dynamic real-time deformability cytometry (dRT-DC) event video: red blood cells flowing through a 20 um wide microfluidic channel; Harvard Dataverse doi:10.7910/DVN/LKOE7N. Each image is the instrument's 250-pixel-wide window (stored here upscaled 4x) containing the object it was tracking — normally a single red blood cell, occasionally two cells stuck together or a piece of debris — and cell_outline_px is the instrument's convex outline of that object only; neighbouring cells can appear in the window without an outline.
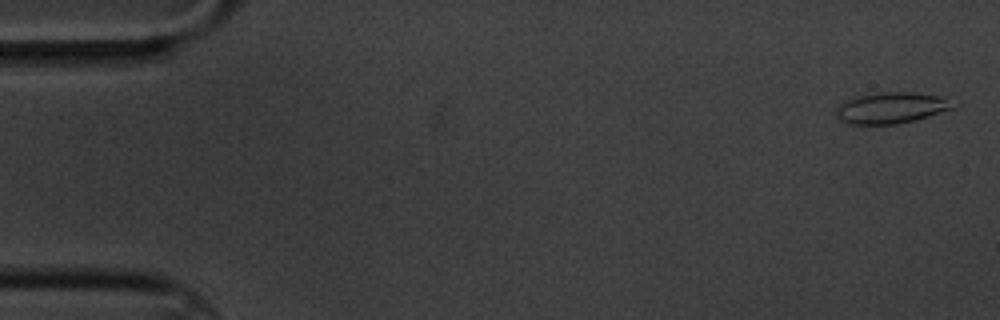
{"species": "common noctule bat (a hibernating species)", "species_latin": "Nyctalus noctula", "temperature_condition": "cold", "stored_images_in_passage": 60, "camera_frame_rate_fps": 3000, "um_per_image_px": 0.085, "animal": {"sex": "male", "body_mass_g": 20.1, "forearm_length_mm": 53.5}, "frame": {"image": 1, "passage_image": 2, "time_ms": 0.333, "image_size_px": [1000, 320], "cell_outline_px": [[952, 108], [916, 120], [896, 124], [844, 124], [836, 116], [836, 108], [844, 100], [856, 96], [888, 92], [912, 92], [940, 96], [952, 104]], "centroid_in_image_um": [75.65, 9.18], "position_along_channel_um": 9.3, "area_um2": 20.92}}
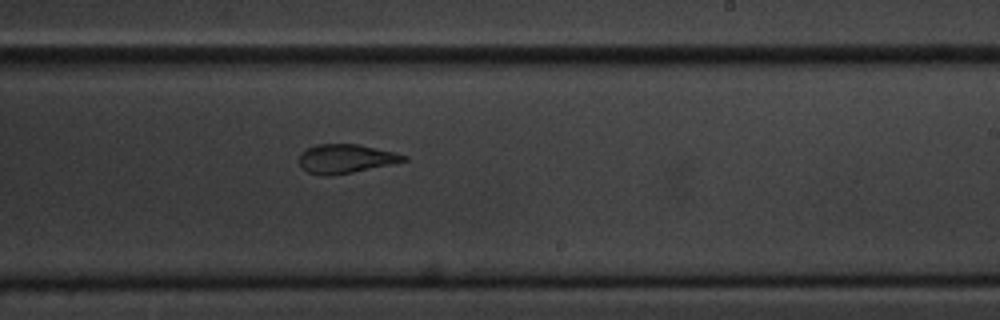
{"frame": {"image": 2, "passage_image": 36, "time_ms": 11.667, "image_size_px": [1000, 320], "cell_outline_px": [[408, 160], [392, 164], [352, 172], [328, 176], [324, 176], [308, 172], [300, 168], [300, 152], [316, 144], [360, 144], [408, 156]], "centroid_in_image_um": [29.36, 13.49], "position_along_channel_um": 259.6, "area_um2": 17.57}}
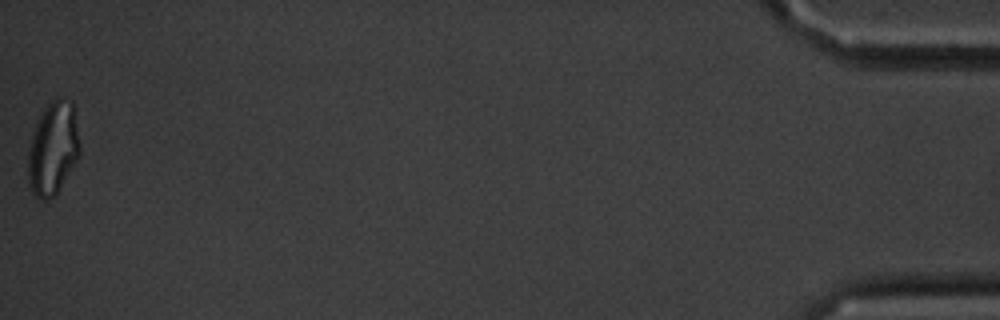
{"frame": {"image": 3, "passage_image": 60, "time_ms": 19.667, "image_size_px": [1000, 320], "cell_outline_px": [[80, 156], [56, 192], [48, 200], [44, 200], [36, 196], [32, 192], [28, 184], [28, 152], [32, 136], [36, 124], [44, 108], [56, 96], [60, 96], [72, 100], [80, 148]], "centroid_in_image_um": [4.5, 12.59], "position_along_channel_um": 430.7, "area_um2": 27.86}, "authors_computed_cell_mechanics": {"area_um2": 19.363, "velocity_mm_per_s": 3.3367, "shape_relaxation_time_tau1_ms": 7.5121, "shape_relaxation_time_tau2_ms": 1.6999, "deformation_change_tau1": 0.1965, "deformation_change_tau2": 0.0856}}